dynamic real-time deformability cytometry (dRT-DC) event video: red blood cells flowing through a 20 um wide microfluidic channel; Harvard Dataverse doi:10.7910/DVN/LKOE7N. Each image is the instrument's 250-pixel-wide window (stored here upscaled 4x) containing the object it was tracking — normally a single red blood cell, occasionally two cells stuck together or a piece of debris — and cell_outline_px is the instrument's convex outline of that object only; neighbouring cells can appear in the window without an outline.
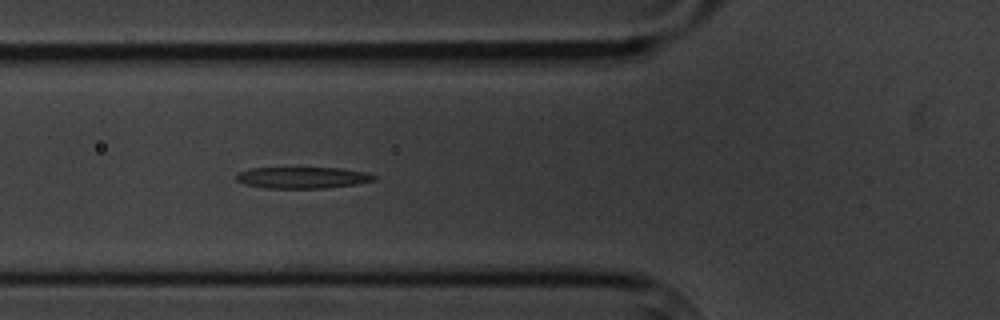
{"species": "common noctule bat (a hibernating species)", "species_latin": "Nyctalus noctula", "temperature_condition": "cold", "stored_images_in_passage": 3, "camera_frame_rate_fps": 3000, "um_per_image_px": 0.085, "animal": {"sex": "male", "body_mass_g": 20.1, "forearm_length_mm": 53.5}, "frame": {"image": 1, "passage_image": 3, "time_ms": 2.333, "image_size_px": [1000, 320], "cell_outline_px": [[376, 180], [356, 184], [328, 188], [264, 188], [244, 184], [236, 180], [236, 172], [248, 168], [340, 168], [368, 172], [376, 176]], "centroid_in_image_um": [25.7, 15.1], "position_along_channel_um": 100.1, "area_um2": 17.4}}